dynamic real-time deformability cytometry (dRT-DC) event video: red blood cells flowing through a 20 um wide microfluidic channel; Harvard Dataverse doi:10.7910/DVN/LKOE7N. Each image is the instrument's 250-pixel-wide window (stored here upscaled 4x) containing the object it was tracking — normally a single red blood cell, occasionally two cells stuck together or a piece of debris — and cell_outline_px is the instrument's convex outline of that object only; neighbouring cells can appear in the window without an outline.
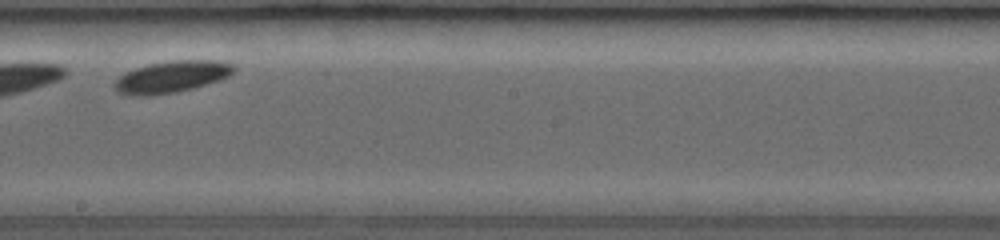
{"species": "common noctule bat (a hibernating species)", "species_latin": "Nyctalus noctula", "temperature_condition": "room temperature", "stored_images_in_passage": 20, "camera_frame_rate_fps": 3000, "um_per_image_px": 0.085, "animal": {"sex": "female", "body_mass_g": 19.0, "forearm_length_mm": 53.3}, "frame": {"image": 1, "passage_image": 15, "time_ms": 5.0, "image_size_px": [1000, 240], "cell_outline_px": [[236, 68], [228, 76], [220, 80], [192, 88], [176, 92], [148, 96], [128, 96], [116, 92], [112, 84], [124, 72], [148, 64], [172, 60], [216, 60], [232, 64]], "centroid_in_image_um": [14.53, 6.54], "position_along_channel_um": 233.7, "area_um2": 22.2}}